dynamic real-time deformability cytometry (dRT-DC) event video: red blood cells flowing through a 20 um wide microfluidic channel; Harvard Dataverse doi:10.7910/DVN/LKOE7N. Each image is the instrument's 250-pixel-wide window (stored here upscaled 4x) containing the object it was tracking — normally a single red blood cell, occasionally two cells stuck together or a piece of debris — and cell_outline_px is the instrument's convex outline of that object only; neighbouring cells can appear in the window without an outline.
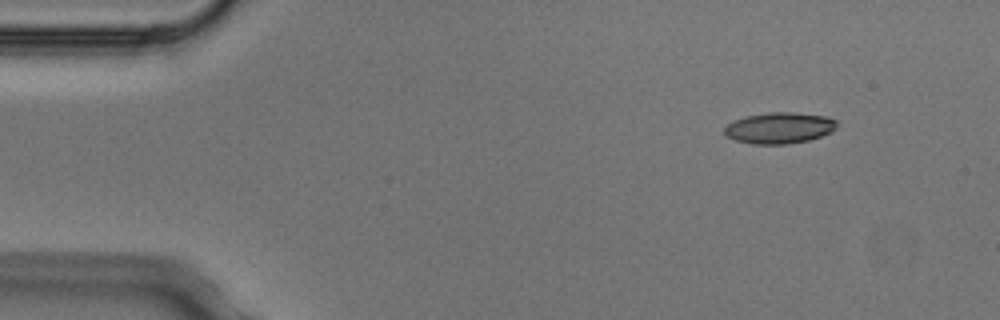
{"species": "Egyptian fruit bat (a non-hibernating species)", "species_latin": "Rousettus aegyptiacus", "temperature_condition": "cold", "stored_images_in_passage": 3, "camera_frame_rate_fps": 3000, "um_per_image_px": 0.085, "animal": {"sex": "male"}, "frame": {"image": 1, "passage_image": 1, "time_ms": 0.0, "image_size_px": [1000, 320], "cell_outline_px": [[836, 128], [832, 132], [808, 140], [788, 144], [752, 144], [736, 140], [728, 136], [724, 132], [724, 128], [728, 124], [736, 120], [748, 116], [768, 112], [796, 112], [828, 116], [836, 120]], "centroid_in_image_um": [66.29, 10.87], "position_along_channel_um": 18.7, "area_um2": 20.35}}